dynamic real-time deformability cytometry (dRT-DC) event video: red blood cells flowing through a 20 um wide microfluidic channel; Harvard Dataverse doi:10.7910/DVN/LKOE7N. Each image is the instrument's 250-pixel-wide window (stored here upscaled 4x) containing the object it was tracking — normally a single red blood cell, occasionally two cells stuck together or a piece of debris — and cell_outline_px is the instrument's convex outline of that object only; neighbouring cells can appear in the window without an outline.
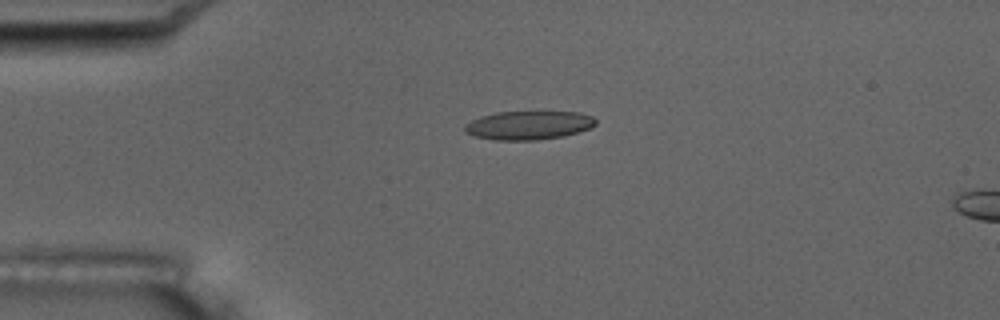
{"species": "common noctule bat (a hibernating species)", "species_latin": "Nyctalus noctula", "temperature_condition": "room temperature", "stored_images_in_passage": 5, "camera_frame_rate_fps": 3000, "um_per_image_px": 0.085, "animal": {"sex": "male", "body_mass_g": 17.5, "forearm_length_mm": 52.3}, "frame": {"image": 1, "passage_image": 4, "time_ms": 4.333, "image_size_px": [1000, 320], "cell_outline_px": [[596, 124], [580, 132], [564, 136], [536, 140], [496, 140], [472, 136], [464, 132], [464, 124], [480, 116], [496, 112], [580, 112], [592, 116], [596, 120]], "centroid_in_image_um": [44.9, 10.65], "position_along_channel_um": 40.1, "area_um2": 22.02}}